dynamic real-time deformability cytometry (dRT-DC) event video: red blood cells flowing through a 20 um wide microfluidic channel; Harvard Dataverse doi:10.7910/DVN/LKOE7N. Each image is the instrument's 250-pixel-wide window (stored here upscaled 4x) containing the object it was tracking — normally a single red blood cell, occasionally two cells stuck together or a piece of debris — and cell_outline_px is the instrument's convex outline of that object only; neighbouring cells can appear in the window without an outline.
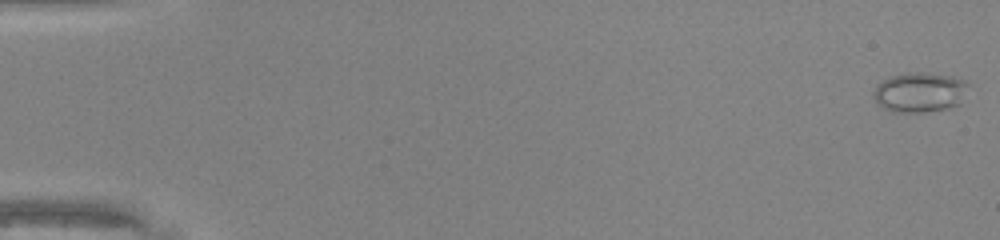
{"species": "common noctule bat (a hibernating species)", "species_latin": "Nyctalus noctula", "temperature_condition": "warm", "stored_images_in_passage": 49, "camera_frame_rate_fps": 3000, "um_per_image_px": 0.085, "animal": {"sex": "male", "body_mass_g": 20.0, "forearm_length_mm": 53.3}, "frame": {"image": 1, "passage_image": 1, "time_ms": 0.0, "image_size_px": [1000, 240], "cell_outline_px": [[972, 84], [960, 104], [948, 108], [924, 112], [892, 112], [884, 108], [872, 96], [872, 92], [876, 84], [892, 76], [908, 72], [920, 72], [952, 76], [968, 80]], "centroid_in_image_um": [78.23, 7.83], "position_along_channel_um": 6.8, "area_um2": 22.43}}
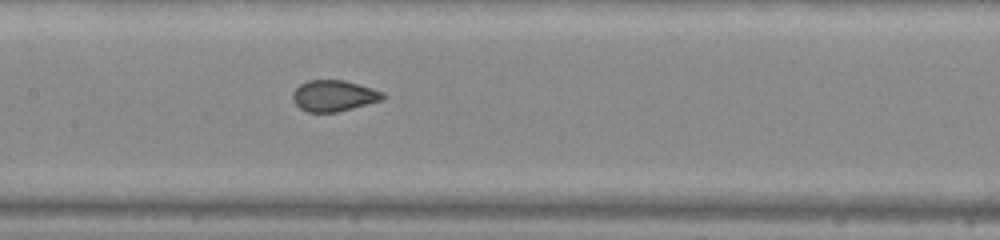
{"frame": {"image": 2, "passage_image": 25, "time_ms": 8.0, "image_size_px": [1000, 240], "cell_outline_px": [[384, 100], [336, 112], [308, 112], [300, 108], [292, 100], [292, 92], [300, 84], [308, 80], [344, 80], [372, 88], [384, 92]], "centroid_in_image_um": [28.37, 8.14], "position_along_channel_um": 179.0, "area_um2": 16.36}}
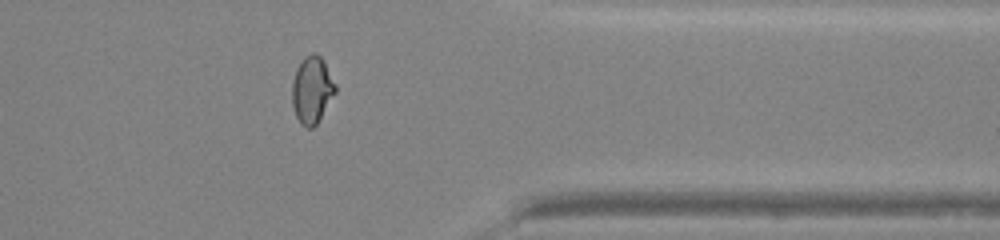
{"frame": {"image": 3, "passage_image": 40, "time_ms": 13.0, "image_size_px": [1000, 240], "cell_outline_px": [[336, 92], [316, 124], [312, 128], [308, 128], [300, 124], [296, 116], [292, 104], [292, 80], [296, 68], [304, 56], [312, 52], [316, 52], [324, 60], [336, 84]], "centroid_in_image_um": [26.51, 7.6], "position_along_channel_um": 384.9, "area_um2": 17.05}}